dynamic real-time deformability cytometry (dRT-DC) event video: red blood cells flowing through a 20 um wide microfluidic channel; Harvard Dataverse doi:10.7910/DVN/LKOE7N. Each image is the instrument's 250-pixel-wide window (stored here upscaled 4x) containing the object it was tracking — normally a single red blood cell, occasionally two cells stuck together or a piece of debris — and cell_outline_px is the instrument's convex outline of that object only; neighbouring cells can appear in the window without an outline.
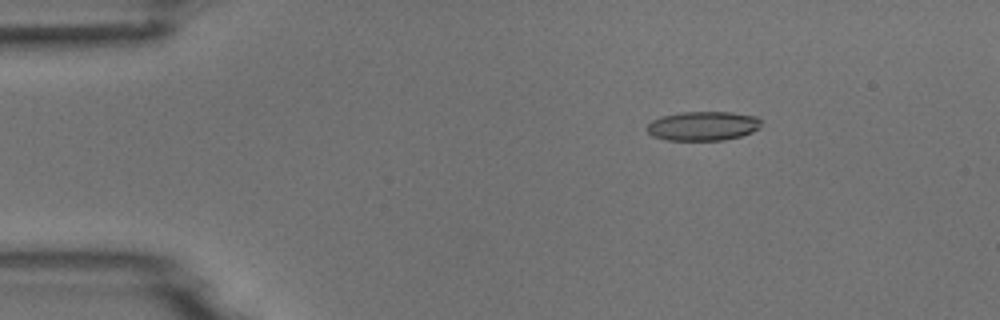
{"species": "common noctule bat (a hibernating species)", "species_latin": "Nyctalus noctula", "temperature_condition": "room temperature", "stored_images_in_passage": 6, "camera_frame_rate_fps": 3000, "um_per_image_px": 0.085, "animal": {"sex": "male", "body_mass_g": 18.8}, "frame": {"image": 1, "passage_image": 3, "time_ms": 0.667, "image_size_px": [1000, 320], "cell_outline_px": [[760, 128], [752, 132], [740, 136], [724, 140], [668, 140], [652, 136], [648, 132], [648, 124], [652, 120], [660, 116], [680, 112], [732, 112], [756, 116], [760, 120]], "centroid_in_image_um": [59.75, 10.7], "position_along_channel_um": 25.3, "area_um2": 19.48}}